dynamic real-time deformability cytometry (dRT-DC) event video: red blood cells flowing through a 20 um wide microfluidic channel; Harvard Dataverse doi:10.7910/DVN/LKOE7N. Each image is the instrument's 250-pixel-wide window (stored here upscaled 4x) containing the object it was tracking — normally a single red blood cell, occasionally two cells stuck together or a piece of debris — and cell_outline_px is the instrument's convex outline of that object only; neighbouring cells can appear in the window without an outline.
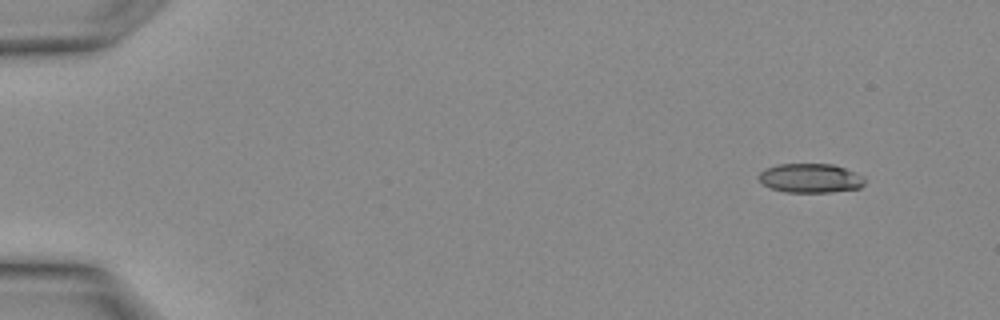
{"species": "Egyptian fruit bat (a non-hibernating species)", "species_latin": "Rousettus aegyptiacus", "temperature_condition": "warm", "stored_images_in_passage": 16, "camera_frame_rate_fps": 3000, "um_per_image_px": 0.085, "animal": {"sex": "female"}, "frame": {"image": 1, "passage_image": 1, "time_ms": 0.0, "image_size_px": [1000, 320], "cell_outline_px": [[864, 184], [860, 188], [832, 192], [784, 192], [772, 188], [764, 184], [756, 176], [764, 168], [780, 164], [832, 164], [844, 168], [864, 176]], "centroid_in_image_um": [68.87, 15.14], "position_along_channel_um": 16.1, "area_um2": 18.03}}
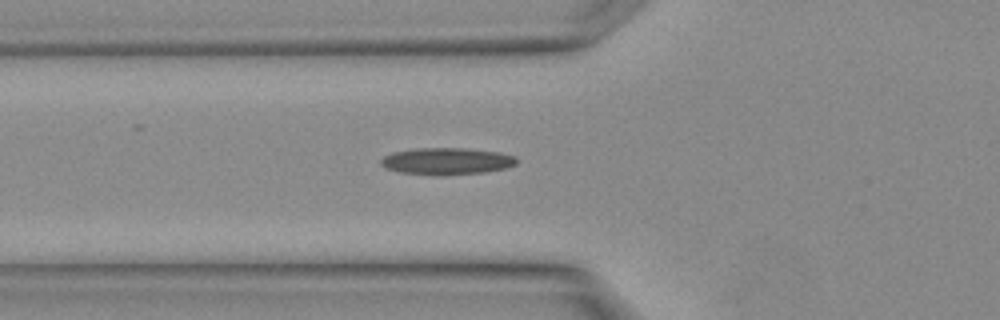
{"frame": {"image": 2, "passage_image": 10, "time_ms": 3.0, "image_size_px": [1000, 320], "cell_outline_px": [[516, 164], [504, 168], [484, 172], [400, 172], [388, 168], [380, 164], [380, 160], [384, 156], [392, 152], [412, 148], [468, 148], [500, 152], [516, 156]], "centroid_in_image_um": [37.99, 13.63], "position_along_channel_um": 87.8, "area_um2": 20.17}}
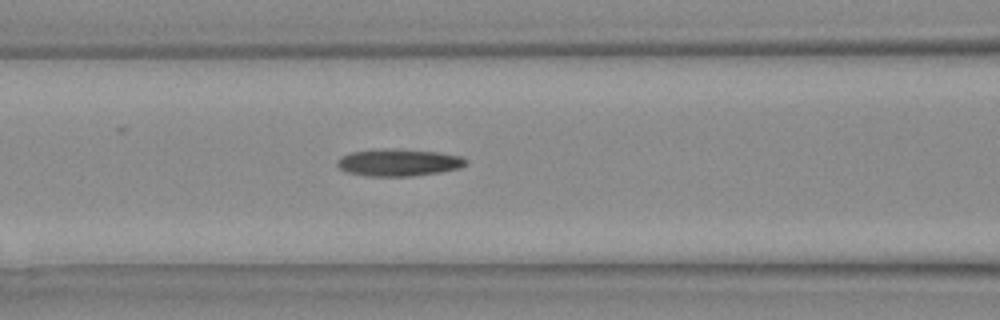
{"frame": {"image": 3, "passage_image": 12, "time_ms": 3.667, "image_size_px": [1000, 320], "cell_outline_px": [[468, 164], [460, 168], [440, 172], [412, 176], [368, 176], [348, 172], [340, 168], [336, 164], [336, 160], [340, 156], [352, 152], [384, 148], [396, 148], [436, 152], [460, 156], [468, 160]], "centroid_in_image_um": [33.88, 13.8], "position_along_channel_um": 132.7, "area_um2": 20.46}}